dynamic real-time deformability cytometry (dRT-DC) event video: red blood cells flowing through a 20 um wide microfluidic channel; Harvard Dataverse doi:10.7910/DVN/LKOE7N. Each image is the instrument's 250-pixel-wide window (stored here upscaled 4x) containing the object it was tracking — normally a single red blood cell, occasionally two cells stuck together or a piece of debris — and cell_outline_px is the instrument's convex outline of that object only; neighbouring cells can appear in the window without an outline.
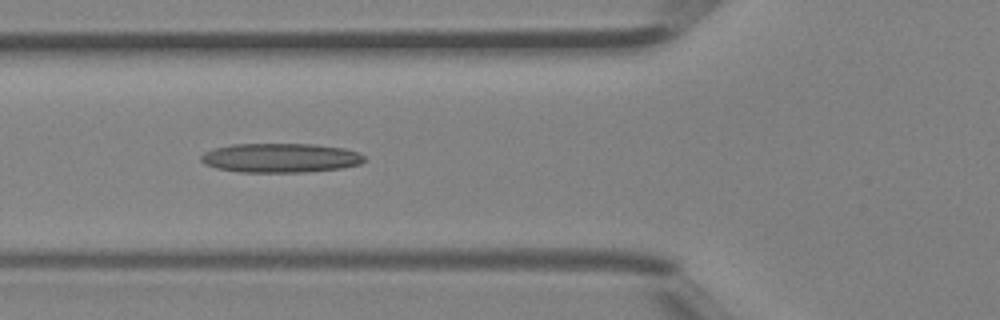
{"species": "Egyptian fruit bat (a non-hibernating species)", "species_latin": "Rousettus aegyptiacus", "temperature_condition": "room temperature", "stored_images_in_passage": 5, "camera_frame_rate_fps": 3000, "um_per_image_px": 0.085, "animal": {"sex": "female"}, "frame": {"image": 1, "passage_image": 4, "time_ms": 1.0, "image_size_px": [1000, 320], "cell_outline_px": [[364, 160], [360, 164], [340, 168], [304, 172], [240, 172], [216, 168], [204, 164], [200, 160], [200, 156], [204, 152], [216, 148], [232, 144], [316, 144], [344, 148], [356, 152], [364, 156]], "centroid_in_image_um": [23.81, 13.42], "position_along_channel_um": 102.0, "area_um2": 27.8}}
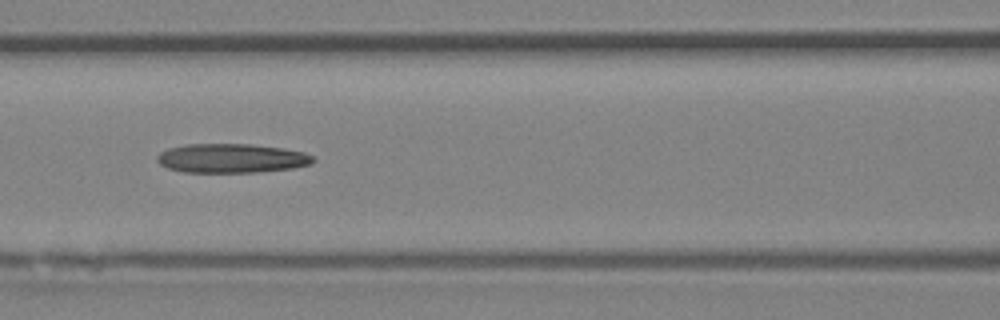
{"frame": {"image": 2, "passage_image": 5, "time_ms": 1.333, "image_size_px": [1000, 320], "cell_outline_px": [[316, 160], [312, 164], [292, 168], [256, 172], [184, 172], [168, 168], [160, 164], [156, 160], [156, 156], [160, 152], [168, 148], [188, 144], [248, 144], [284, 148], [304, 152], [312, 156]], "centroid_in_image_um": [19.68, 13.45], "position_along_channel_um": 146.9, "area_um2": 26.53}}